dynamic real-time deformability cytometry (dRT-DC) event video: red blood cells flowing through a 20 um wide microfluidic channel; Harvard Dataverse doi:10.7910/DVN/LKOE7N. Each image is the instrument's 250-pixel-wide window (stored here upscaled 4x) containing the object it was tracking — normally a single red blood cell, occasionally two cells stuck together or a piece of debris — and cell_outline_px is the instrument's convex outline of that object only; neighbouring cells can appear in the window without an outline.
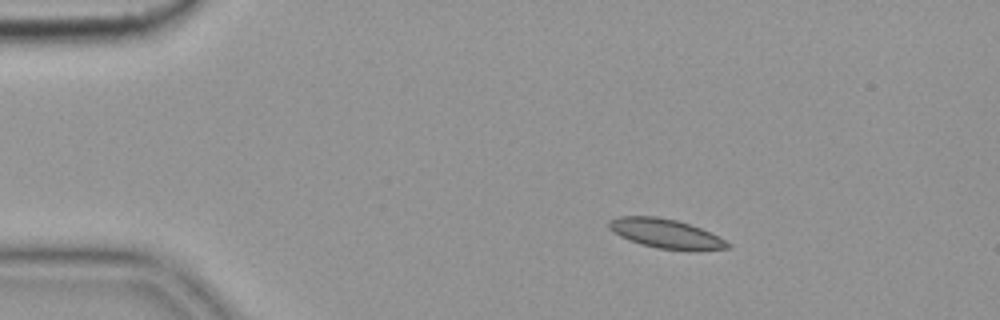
{"species": "common noctule bat (a hibernating species)", "species_latin": "Nyctalus noctula", "temperature_condition": "cold", "stored_images_in_passage": 4, "camera_frame_rate_fps": 3000, "um_per_image_px": 0.085, "animal": {"sex": "female", "body_mass_g": 19.9}, "frame": {"image": 1, "passage_image": 2, "time_ms": 0.333, "image_size_px": [1000, 320], "cell_outline_px": [[732, 248], [696, 252], [656, 248], [640, 244], [628, 240], [612, 232], [608, 228], [608, 220], [616, 216], [656, 216], [676, 220], [700, 228], [720, 236], [732, 244]], "centroid_in_image_um": [56.63, 19.88], "position_along_channel_um": 28.4, "area_um2": 20.92}}